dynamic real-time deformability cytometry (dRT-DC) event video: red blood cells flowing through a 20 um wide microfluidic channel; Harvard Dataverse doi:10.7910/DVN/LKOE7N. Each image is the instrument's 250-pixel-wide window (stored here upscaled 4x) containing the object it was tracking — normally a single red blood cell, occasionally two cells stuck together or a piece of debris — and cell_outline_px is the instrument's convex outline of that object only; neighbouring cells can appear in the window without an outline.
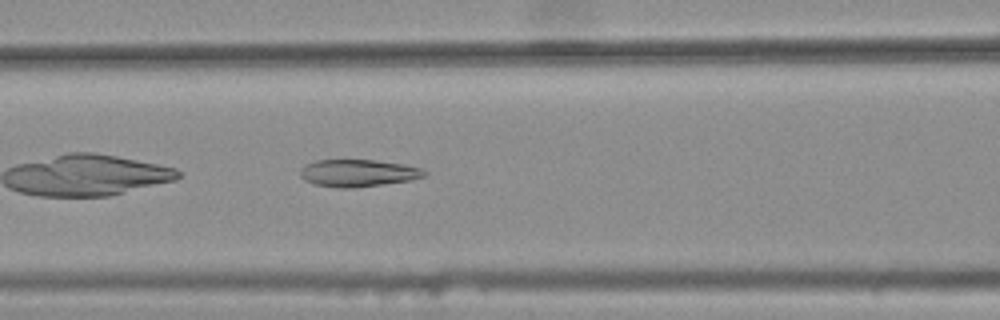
{"species": "common noctule bat (a hibernating species)", "species_latin": "Nyctalus noctula", "temperature_condition": "warm", "stored_images_in_passage": 31, "camera_frame_rate_fps": 3000, "um_per_image_px": 0.085, "animal": {"sex": "female", "body_mass_g": 25.1}, "frame": {"image": 1, "passage_image": 7, "time_ms": 2.0, "image_size_px": [1000, 320], "cell_outline_px": [[428, 176], [412, 180], [356, 188], [340, 188], [316, 184], [304, 180], [300, 176], [300, 168], [316, 160], [376, 160], [404, 164], [420, 168], [428, 172]], "centroid_in_image_um": [30.48, 14.71], "position_along_channel_um": 136.1, "area_um2": 19.83}}
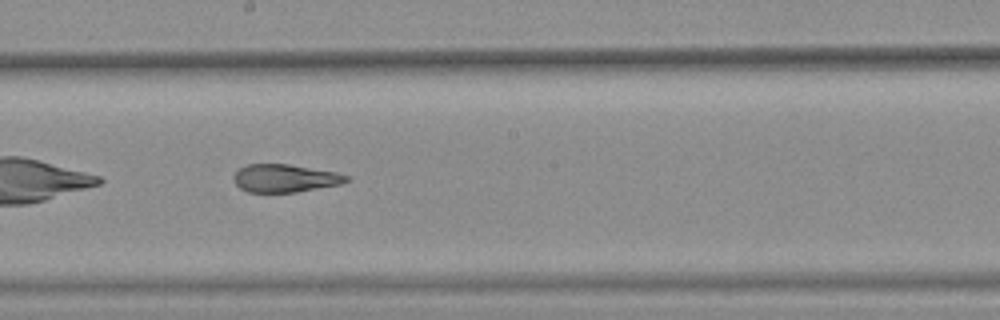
{"frame": {"image": 2, "passage_image": 14, "time_ms": 4.333, "image_size_px": [1000, 320], "cell_outline_px": [[348, 180], [340, 184], [296, 192], [248, 192], [240, 188], [232, 180], [232, 176], [240, 168], [248, 164], [288, 164], [336, 172], [348, 176]], "centroid_in_image_um": [24.17, 15.15], "position_along_channel_um": 224.0, "area_um2": 18.21}}
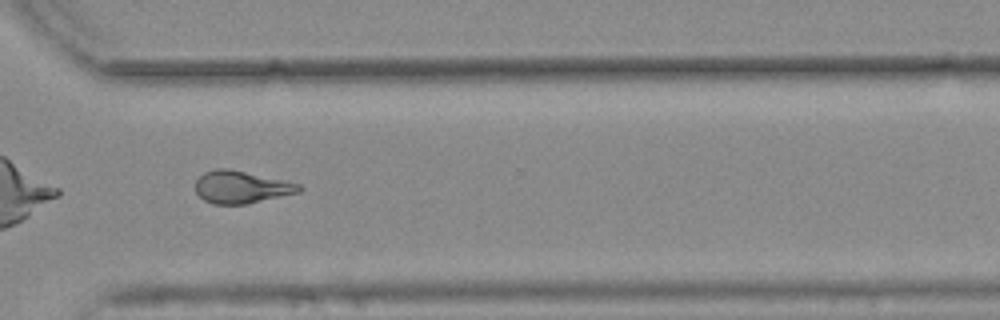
{"frame": {"image": 3, "passage_image": 24, "time_ms": 7.667, "image_size_px": [1000, 320], "cell_outline_px": [[304, 188], [300, 192], [244, 204], [212, 204], [204, 200], [196, 192], [196, 180], [204, 172], [216, 168], [228, 168], [300, 184]], "centroid_in_image_um": [20.49, 15.9], "position_along_channel_um": 350.1, "area_um2": 19.36}, "authors_computed_cell_mechanics": {"area_um2": 19.5364, "velocity_mm_per_s": 3.7739, "shape_relaxation_time_tau1_ms": null, "shape_relaxation_time_tau2_ms": 2.3679, "deformation_change_tau1": null, "deformation_change_tau2": 0.1177}}